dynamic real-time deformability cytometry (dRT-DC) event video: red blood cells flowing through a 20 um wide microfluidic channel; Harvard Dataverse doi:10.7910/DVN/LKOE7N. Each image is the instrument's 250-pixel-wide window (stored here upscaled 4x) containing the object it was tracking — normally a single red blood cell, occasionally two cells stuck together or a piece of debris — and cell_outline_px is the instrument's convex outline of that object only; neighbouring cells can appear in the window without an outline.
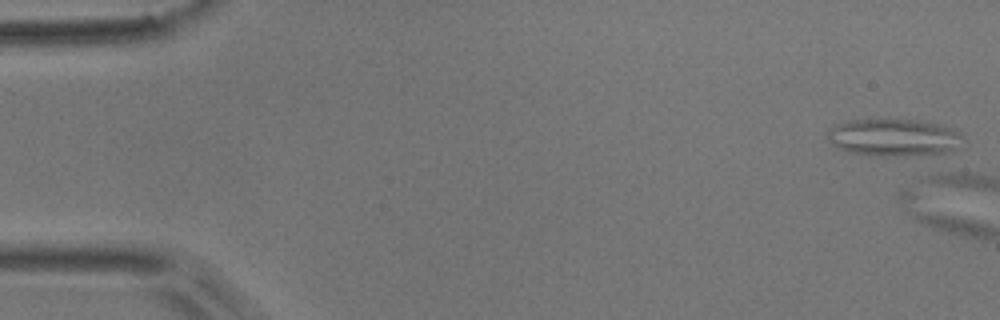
{"species": "common noctule bat (a hibernating species)", "species_latin": "Nyctalus noctula", "temperature_condition": "room temperature", "stored_images_in_passage": 10, "camera_frame_rate_fps": 3000, "um_per_image_px": 0.085, "animal": {"sex": "male", "body_mass_g": 17.9}, "frame": {"image": 1, "passage_image": 1, "time_ms": 0.0, "image_size_px": [1000, 320], "cell_outline_px": [[964, 148], [944, 156], [884, 156], [848, 152], [836, 148], [828, 140], [828, 128], [836, 124], [852, 120], [888, 116], [920, 120], [944, 124], [960, 132]], "centroid_in_image_um": [76.1, 11.67], "position_along_channel_um": 8.9, "area_um2": 31.62}}
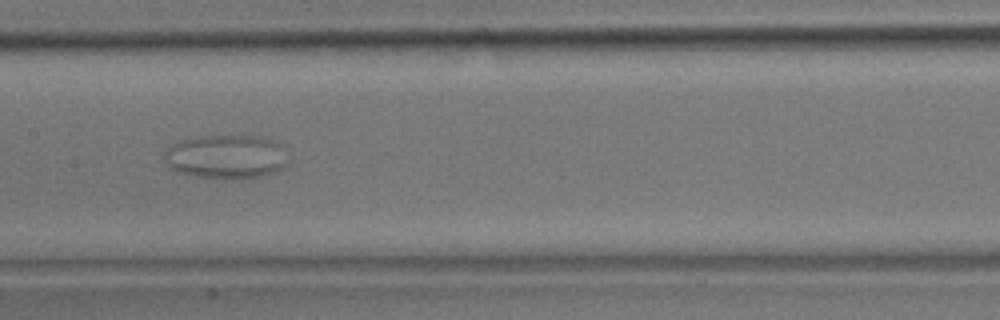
{"frame": {"image": 2, "passage_image": 9, "time_ms": 2.667, "image_size_px": [1000, 320], "cell_outline_px": [[284, 164], [280, 168], [272, 172], [240, 180], [232, 180], [200, 176], [180, 172], [172, 168], [168, 164], [164, 156], [164, 152], [172, 144], [180, 140], [196, 136], [264, 136], [276, 140], [284, 144]], "centroid_in_image_um": [19.23, 13.3], "position_along_channel_um": 188.2, "area_um2": 31.56}}